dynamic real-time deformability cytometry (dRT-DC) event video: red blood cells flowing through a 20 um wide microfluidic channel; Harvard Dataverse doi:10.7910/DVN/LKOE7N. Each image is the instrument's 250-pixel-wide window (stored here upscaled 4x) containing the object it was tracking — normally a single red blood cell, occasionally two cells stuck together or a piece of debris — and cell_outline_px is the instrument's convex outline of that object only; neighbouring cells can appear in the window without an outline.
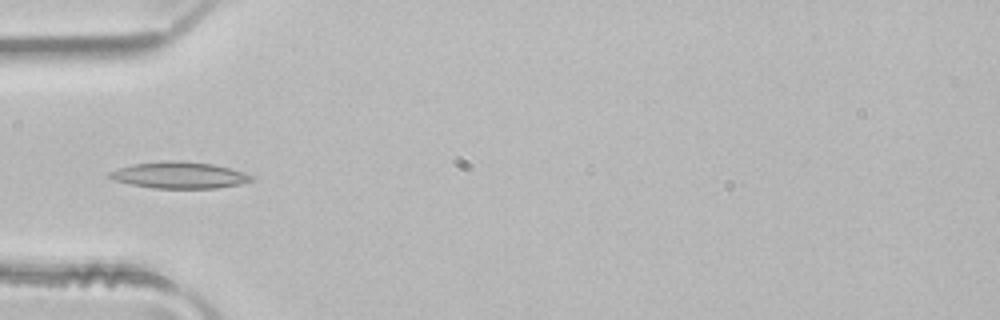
{"species": "common noctule bat (a hibernating species)", "species_latin": "Nyctalus noctula", "temperature_condition": "room temperature", "stored_images_in_passage": 5, "camera_frame_rate_fps": 3000, "um_per_image_px": 0.085, "animal": {"sex": "male", "body_mass_g": 21.5, "forearm_length_mm": 52.0}, "frame": {"image": 1, "passage_image": 4, "time_ms": 1.0, "image_size_px": [1000, 320], "cell_outline_px": [[256, 176], [252, 180], [240, 184], [216, 188], [152, 188], [112, 180], [108, 176], [108, 172], [132, 164], [160, 160], [180, 160], [212, 164], [244, 172]], "centroid_in_image_um": [15.23, 14.88], "position_along_channel_um": 69.8, "area_um2": 22.02}}
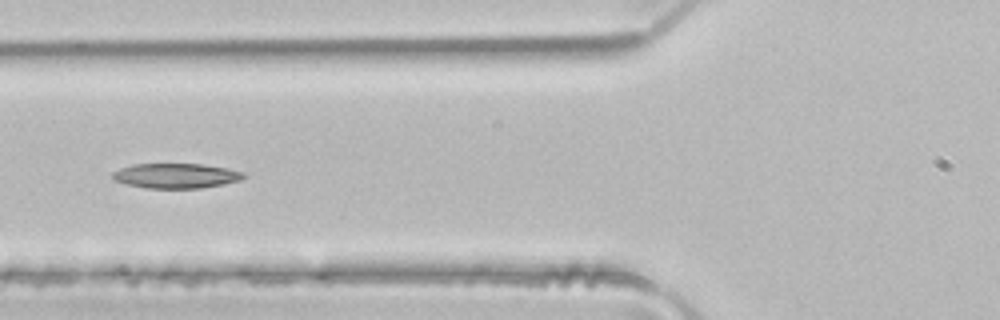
{"frame": {"image": 2, "passage_image": 5, "time_ms": 1.333, "image_size_px": [1000, 320], "cell_outline_px": [[244, 176], [240, 180], [224, 184], [200, 188], [148, 188], [128, 184], [112, 180], [112, 172], [120, 168], [132, 164], [204, 164], [244, 172]], "centroid_in_image_um": [14.92, 14.94], "position_along_channel_um": 110.9, "area_um2": 18.9}}